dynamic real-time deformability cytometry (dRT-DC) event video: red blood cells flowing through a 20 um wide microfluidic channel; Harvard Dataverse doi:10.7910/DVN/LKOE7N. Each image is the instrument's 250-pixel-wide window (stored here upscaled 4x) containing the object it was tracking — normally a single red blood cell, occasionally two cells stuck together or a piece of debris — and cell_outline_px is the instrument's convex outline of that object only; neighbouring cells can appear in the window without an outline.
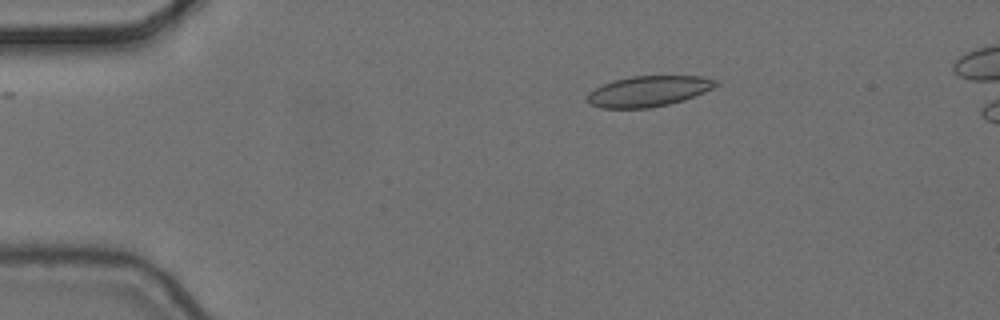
{"species": "common noctule bat (a hibernating species)", "species_latin": "Nyctalus noctula", "temperature_condition": "cold", "stored_images_in_passage": 6, "camera_frame_rate_fps": 3000, "um_per_image_px": 0.085, "animal": {"sex": "female", "body_mass_g": 24.6, "forearm_length_mm": 56.2}, "frame": {"image": 1, "passage_image": 3, "time_ms": 0.667, "image_size_px": [1000, 320], "cell_outline_px": [[720, 84], [704, 92], [684, 100], [668, 104], [648, 108], [600, 108], [592, 104], [588, 100], [588, 92], [612, 80], [632, 76], [700, 76], [716, 80]], "centroid_in_image_um": [55.13, 7.75], "position_along_channel_um": 29.9, "area_um2": 22.77}}